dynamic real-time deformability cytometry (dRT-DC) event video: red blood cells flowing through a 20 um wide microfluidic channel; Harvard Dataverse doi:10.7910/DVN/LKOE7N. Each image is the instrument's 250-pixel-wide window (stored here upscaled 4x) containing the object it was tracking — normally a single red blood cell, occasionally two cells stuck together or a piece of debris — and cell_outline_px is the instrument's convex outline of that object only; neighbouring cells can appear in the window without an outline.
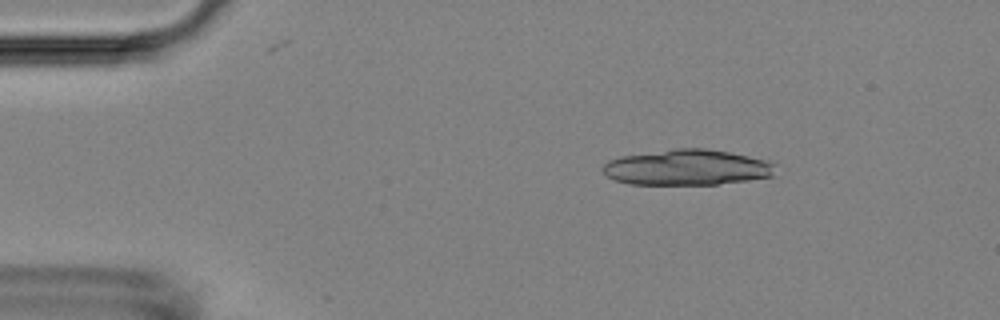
{"species": "Egyptian fruit bat (a non-hibernating species)", "species_latin": "Rousettus aegyptiacus", "temperature_condition": "room temperature", "stored_images_in_passage": 27, "camera_frame_rate_fps": 3000, "um_per_image_px": 0.085, "animal": {"sex": "female"}, "frame": {"image": 1, "passage_image": 5, "time_ms": 1.333, "image_size_px": [1000, 320], "cell_outline_px": [[776, 164], [772, 176], [748, 180], [716, 184], [628, 184], [604, 176], [600, 168], [608, 160], [620, 156], [676, 148], [704, 148], [728, 152], [768, 160]], "centroid_in_image_um": [58.35, 14.23], "position_along_channel_um": 26.6, "area_um2": 35.95}}